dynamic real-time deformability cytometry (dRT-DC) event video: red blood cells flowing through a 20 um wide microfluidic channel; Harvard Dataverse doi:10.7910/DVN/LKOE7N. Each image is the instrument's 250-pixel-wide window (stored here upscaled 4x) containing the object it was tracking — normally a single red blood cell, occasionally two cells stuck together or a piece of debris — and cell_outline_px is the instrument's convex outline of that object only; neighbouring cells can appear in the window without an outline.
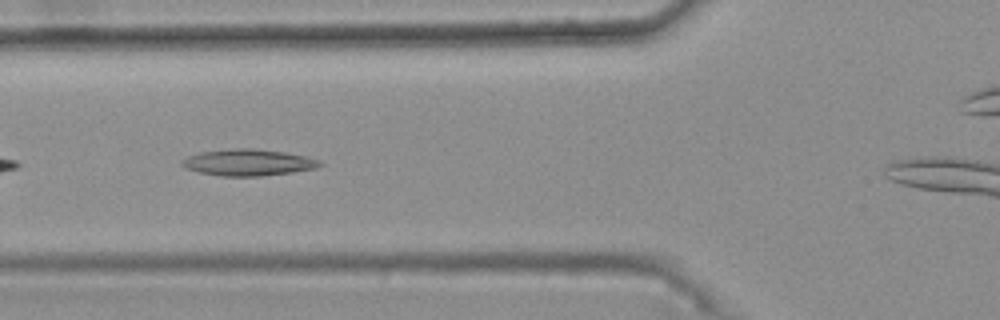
{"species": "common noctule bat (a hibernating species)", "species_latin": "Nyctalus noctula", "temperature_condition": "warm", "stored_images_in_passage": 30, "camera_frame_rate_fps": 3000, "um_per_image_px": 0.085, "animal": {"sex": "female", "body_mass_g": 25.1}, "frame": {"image": 1, "passage_image": 5, "time_ms": 1.333, "image_size_px": [1000, 320], "cell_outline_px": [[324, 164], [316, 168], [292, 172], [260, 176], [220, 176], [200, 172], [184, 168], [180, 164], [180, 160], [188, 156], [200, 152], [232, 148], [252, 148], [284, 152], [308, 156], [320, 160]], "centroid_in_image_um": [21.09, 13.8], "position_along_channel_um": 104.7, "area_um2": 21.44}, "authors_computed_cell_mechanics": {"area_um2": 19.1896, "velocity_mm_per_s": 3.7478, "shape_relaxation_time_tau1_ms": null, "shape_relaxation_time_tau2_ms": 4.0357, "deformation_change_tau1": null, "deformation_change_tau2": 0.1314}}